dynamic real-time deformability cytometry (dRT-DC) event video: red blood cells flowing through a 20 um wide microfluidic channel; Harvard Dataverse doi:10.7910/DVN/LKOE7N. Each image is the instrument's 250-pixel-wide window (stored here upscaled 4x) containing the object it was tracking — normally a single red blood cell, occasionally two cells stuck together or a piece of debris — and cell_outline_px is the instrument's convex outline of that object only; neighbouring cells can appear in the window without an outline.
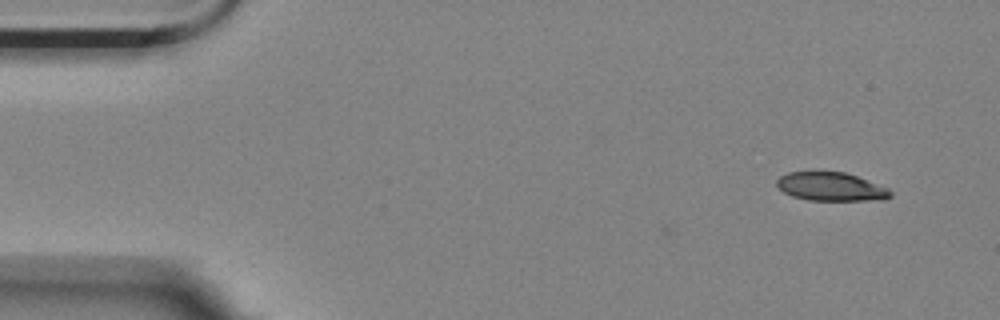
{"species": "Egyptian fruit bat (a non-hibernating species)", "species_latin": "Rousettus aegyptiacus", "temperature_condition": "room temperature", "stored_images_in_passage": 2, "camera_frame_rate_fps": 3000, "um_per_image_px": 0.085, "animal": {"sex": "female"}, "frame": {"image": 1, "passage_image": 2, "time_ms": 0.333, "image_size_px": [1000, 320], "cell_outline_px": [[892, 196], [884, 200], [808, 200], [792, 196], [784, 192], [776, 184], [776, 180], [780, 176], [788, 172], [816, 168], [844, 172], [856, 176], [888, 188], [892, 192]], "centroid_in_image_um": [70.58, 15.82], "position_along_channel_um": 14.4, "area_um2": 19.59}}